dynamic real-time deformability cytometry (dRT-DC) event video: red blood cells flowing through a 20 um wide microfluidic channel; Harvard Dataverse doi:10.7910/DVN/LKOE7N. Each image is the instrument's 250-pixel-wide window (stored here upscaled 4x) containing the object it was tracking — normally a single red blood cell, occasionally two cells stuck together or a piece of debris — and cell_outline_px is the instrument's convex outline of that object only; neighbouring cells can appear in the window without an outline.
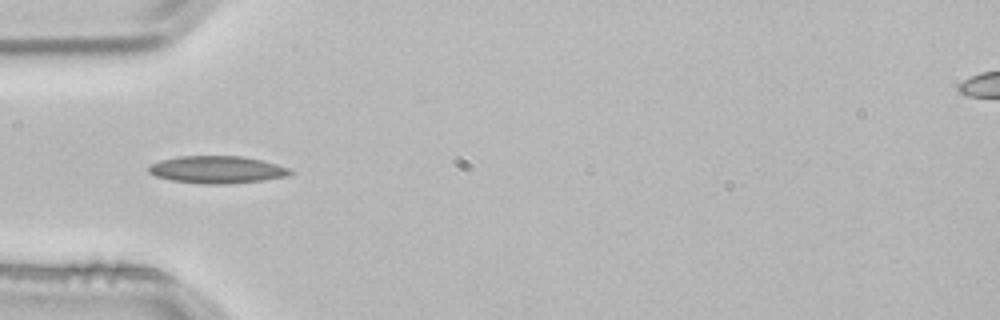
{"species": "common noctule bat (a hibernating species)", "species_latin": "Nyctalus noctula", "temperature_condition": "room temperature", "stored_images_in_passage": 4, "camera_frame_rate_fps": 3000, "um_per_image_px": 0.085, "animal": {"sex": "male", "body_mass_g": 21.5, "forearm_length_mm": 52.0}, "frame": {"image": 1, "passage_image": 4, "time_ms": 1.0, "image_size_px": [1000, 320], "cell_outline_px": [[292, 172], [284, 176], [264, 180], [228, 184], [204, 184], [172, 180], [156, 176], [148, 172], [148, 164], [160, 160], [176, 156], [240, 156], [260, 160], [276, 164], [288, 168]], "centroid_in_image_um": [18.37, 14.41], "position_along_channel_um": 66.6, "area_um2": 22.43}}